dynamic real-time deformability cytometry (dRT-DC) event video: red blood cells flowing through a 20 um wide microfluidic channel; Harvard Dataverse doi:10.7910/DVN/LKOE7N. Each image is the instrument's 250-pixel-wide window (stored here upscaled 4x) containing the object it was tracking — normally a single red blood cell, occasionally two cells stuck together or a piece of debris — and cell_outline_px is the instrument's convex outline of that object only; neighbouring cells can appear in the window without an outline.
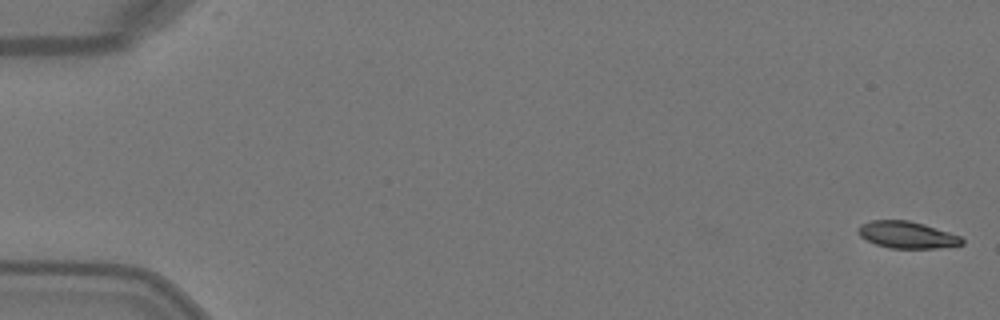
{"species": "Egyptian fruit bat (a non-hibernating species)", "species_latin": "Rousettus aegyptiacus", "temperature_condition": "warm", "stored_images_in_passage": 4, "camera_frame_rate_fps": 3000, "um_per_image_px": 0.085, "animal": {"sex": "female"}, "frame": {"image": 1, "passage_image": 1, "time_ms": 0.0, "image_size_px": [1000, 320], "cell_outline_px": [[964, 244], [936, 248], [888, 248], [876, 244], [860, 236], [856, 232], [856, 228], [860, 224], [872, 220], [908, 220], [924, 224], [960, 236], [964, 240]], "centroid_in_image_um": [77.05, 19.95], "position_along_channel_um": 7.9, "area_um2": 16.24}}
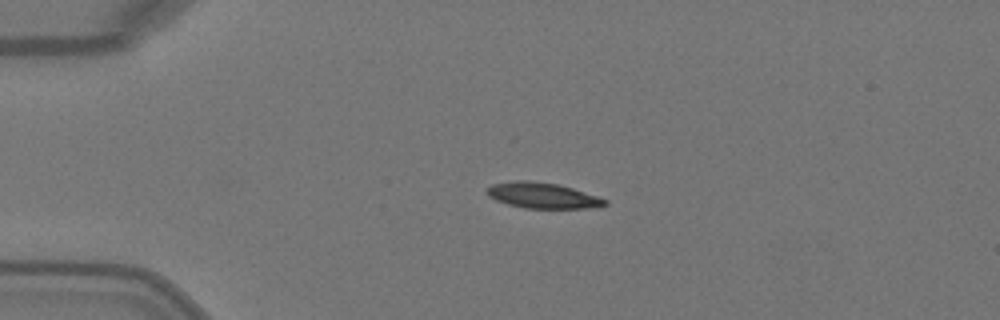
{"frame": {"image": 2, "passage_image": 4, "time_ms": 1.0, "image_size_px": [1000, 320], "cell_outline_px": [[608, 204], [588, 208], [524, 208], [508, 204], [496, 200], [488, 196], [484, 192], [492, 184], [516, 180], [528, 180], [556, 184], [572, 188], [608, 200]], "centroid_in_image_um": [46.07, 16.61], "position_along_channel_um": 38.9, "area_um2": 17.51}}